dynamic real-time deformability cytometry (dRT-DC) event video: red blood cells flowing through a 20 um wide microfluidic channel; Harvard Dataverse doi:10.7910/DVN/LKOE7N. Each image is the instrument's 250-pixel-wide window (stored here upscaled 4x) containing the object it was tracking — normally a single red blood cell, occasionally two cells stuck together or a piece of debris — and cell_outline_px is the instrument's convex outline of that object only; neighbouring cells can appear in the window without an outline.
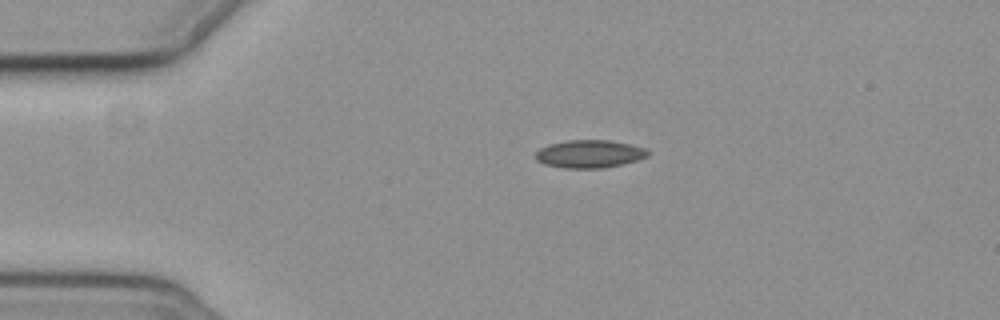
{"species": "common noctule bat (a hibernating species)", "species_latin": "Nyctalus noctula", "temperature_condition": "cold", "stored_images_in_passage": 3, "camera_frame_rate_fps": 3000, "um_per_image_px": 0.085, "animal": {"sex": "female", "body_mass_g": 19.3, "forearm_length_mm": 54.1}, "frame": {"image": 1, "passage_image": 1, "time_ms": 0.0, "image_size_px": [1000, 320], "cell_outline_px": [[648, 156], [624, 164], [604, 168], [564, 168], [544, 164], [536, 160], [536, 152], [540, 148], [548, 144], [568, 140], [608, 140], [632, 144], [644, 148], [648, 152]], "centroid_in_image_um": [50.09, 13.08], "position_along_channel_um": 34.9, "area_um2": 18.26}}
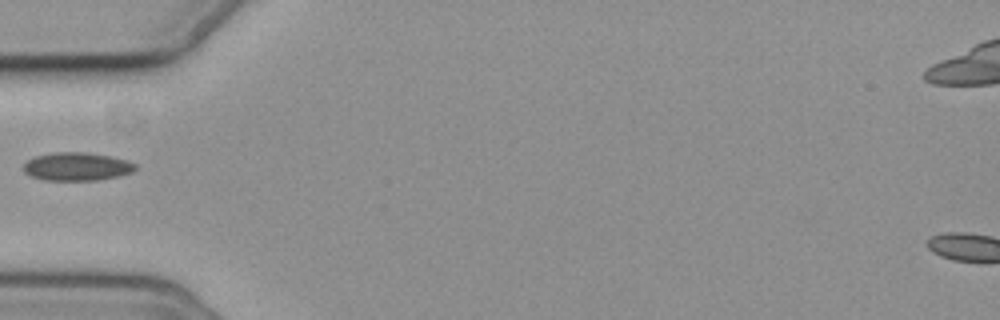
{"frame": {"image": 2, "passage_image": 3, "time_ms": 2.333, "image_size_px": [1000, 320], "cell_outline_px": [[136, 168], [132, 172], [116, 176], [96, 180], [44, 180], [32, 176], [24, 172], [24, 164], [28, 160], [36, 156], [52, 152], [84, 152], [112, 156], [128, 160], [136, 164]], "centroid_in_image_um": [6.54, 14.14], "position_along_channel_um": 78.5, "area_um2": 18.32}}